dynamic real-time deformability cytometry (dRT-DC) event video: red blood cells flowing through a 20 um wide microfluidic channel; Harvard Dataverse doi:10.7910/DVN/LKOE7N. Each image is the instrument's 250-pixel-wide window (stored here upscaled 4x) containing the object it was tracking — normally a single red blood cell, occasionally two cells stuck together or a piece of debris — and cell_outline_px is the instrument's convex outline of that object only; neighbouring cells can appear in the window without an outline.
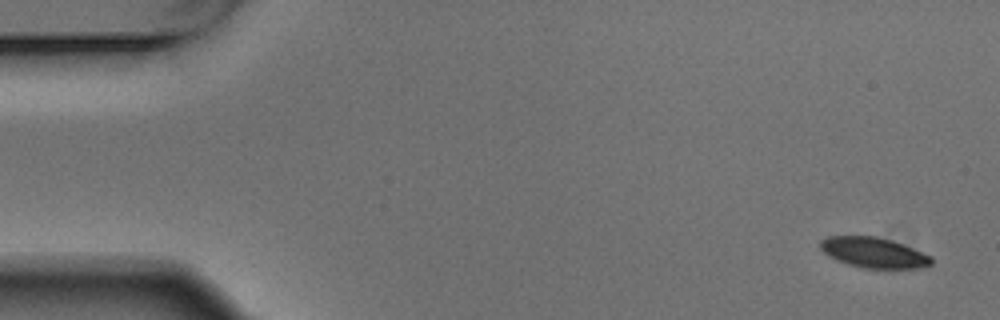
{"species": "Egyptian fruit bat (a non-hibernating species)", "species_latin": "Rousettus aegyptiacus", "temperature_condition": "warm", "stored_images_in_passage": 4, "segment_of_instrument_passage": [2, 2], "camera_frame_rate_fps": 3000, "um_per_image_px": 0.085, "animal": {"sex": "male"}, "frame": {"image": 1, "passage_image": 4, "time_ms": 1.0, "image_size_px": [1000, 320], "cell_outline_px": [[932, 264], [920, 268], [864, 268], [848, 264], [828, 256], [820, 248], [820, 240], [828, 236], [876, 236], [892, 240], [932, 256]], "centroid_in_image_um": [74.26, 21.46], "position_along_channel_um": 10.7, "area_um2": 19.59}}